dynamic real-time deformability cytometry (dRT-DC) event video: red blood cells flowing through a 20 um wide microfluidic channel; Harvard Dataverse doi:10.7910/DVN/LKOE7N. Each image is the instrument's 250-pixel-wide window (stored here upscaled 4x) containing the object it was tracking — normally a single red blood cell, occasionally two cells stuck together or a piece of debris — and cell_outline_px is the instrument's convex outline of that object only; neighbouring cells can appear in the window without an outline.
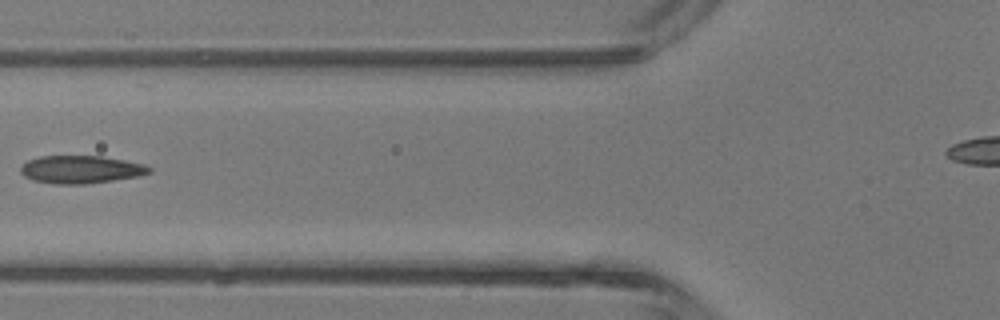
{"species": "common noctule bat (a hibernating species)", "species_latin": "Nyctalus noctula", "temperature_condition": "room temperature", "stored_images_in_passage": 5, "camera_frame_rate_fps": 3000, "um_per_image_px": 0.085, "animal": {"sex": "male", "body_mass_g": 13.3}, "frame": {"image": 1, "passage_image": 5, "time_ms": 5.333, "image_size_px": [1000, 320], "cell_outline_px": [[152, 172], [136, 176], [112, 180], [84, 184], [52, 184], [32, 180], [24, 176], [20, 172], [20, 168], [28, 160], [40, 156], [100, 156], [124, 160], [144, 164], [152, 168]], "centroid_in_image_um": [6.85, 14.4], "position_along_channel_um": 119.0, "area_um2": 20.75}}